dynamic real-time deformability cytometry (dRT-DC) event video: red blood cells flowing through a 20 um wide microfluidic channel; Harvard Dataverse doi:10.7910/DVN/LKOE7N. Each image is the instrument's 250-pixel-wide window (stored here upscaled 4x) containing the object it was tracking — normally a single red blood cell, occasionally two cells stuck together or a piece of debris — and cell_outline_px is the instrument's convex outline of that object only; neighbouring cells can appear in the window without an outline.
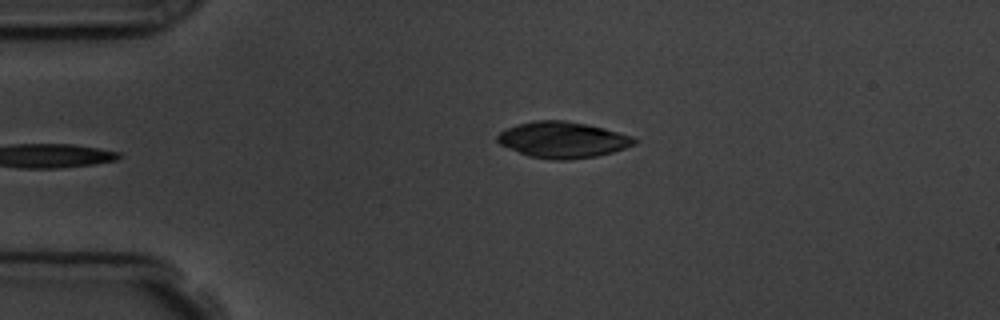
{"species": "common noctule bat (a hibernating species)", "species_latin": "Nyctalus noctula", "temperature_condition": "room temperature", "stored_images_in_passage": 5, "camera_frame_rate_fps": 3000, "um_per_image_px": 0.085, "animal": {"sex": "male", "body_mass_g": 19.5, "forearm_length_mm": 54.6}, "frame": {"image": 1, "passage_image": 5, "time_ms": 4.667, "image_size_px": [1000, 320], "cell_outline_px": [[636, 144], [612, 152], [596, 156], [564, 160], [556, 160], [528, 156], [500, 144], [496, 140], [496, 136], [500, 132], [516, 124], [536, 120], [564, 120], [604, 128], [632, 136], [636, 140]], "centroid_in_image_um": [47.81, 11.88], "position_along_channel_um": 37.2, "area_um2": 28.55}}